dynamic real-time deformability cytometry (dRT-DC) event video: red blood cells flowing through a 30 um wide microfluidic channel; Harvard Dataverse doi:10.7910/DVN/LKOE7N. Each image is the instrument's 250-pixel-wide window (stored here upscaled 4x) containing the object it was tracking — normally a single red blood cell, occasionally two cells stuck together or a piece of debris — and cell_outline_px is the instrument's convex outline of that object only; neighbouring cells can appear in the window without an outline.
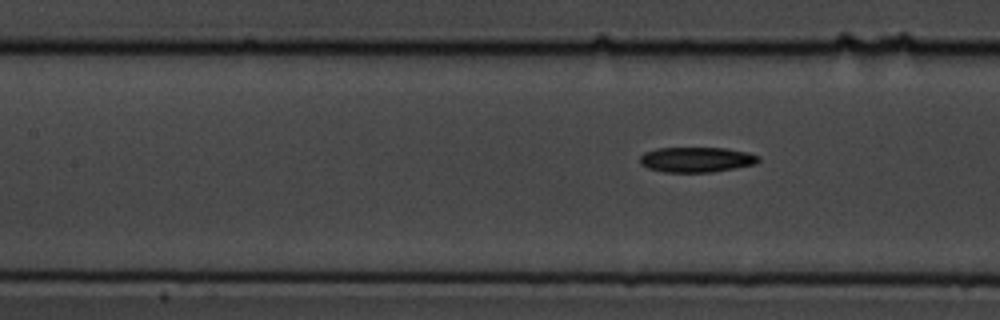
{"species": "common noctule bat (a hibernating species)", "species_latin": "Nyctalus noctula", "temperature_condition": "cold", "stored_images_in_passage": 9, "segment_of_instrument_passage": [2, 2], "camera_frame_rate_fps": 3000, "um_per_image_px": 0.085, "animal": {"sex": "male", "body_mass_g": 19.5, "forearm_length_mm": 54.6}, "frame": {"image": 1, "passage_image": 9, "time_ms": 9.0, "image_size_px": [1000, 320], "cell_outline_px": [[760, 160], [756, 164], [736, 168], [712, 172], [664, 172], [648, 168], [640, 164], [640, 156], [644, 152], [656, 148], [728, 148], [748, 152], [760, 156]], "centroid_in_image_um": [59.22, 13.56], "position_along_channel_um": 148.2, "area_um2": 17.57}}